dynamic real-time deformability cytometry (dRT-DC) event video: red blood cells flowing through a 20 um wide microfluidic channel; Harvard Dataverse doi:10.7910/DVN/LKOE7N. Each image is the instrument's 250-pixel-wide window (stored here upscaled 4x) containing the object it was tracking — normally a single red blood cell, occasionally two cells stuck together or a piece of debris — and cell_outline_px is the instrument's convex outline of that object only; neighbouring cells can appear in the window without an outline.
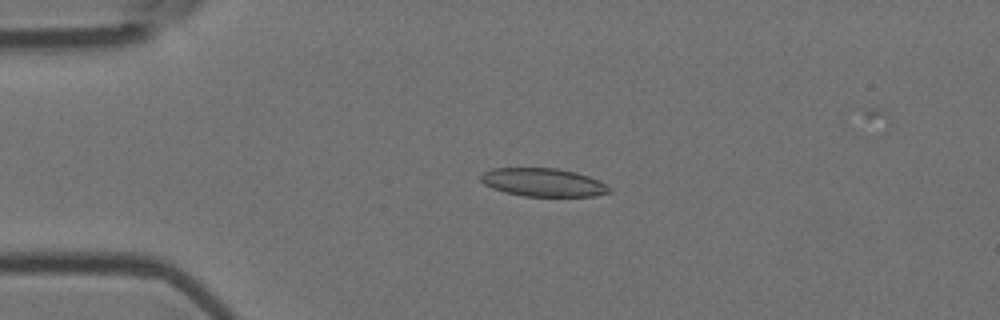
{"species": "Egyptian fruit bat (a non-hibernating species)", "species_latin": "Rousettus aegyptiacus", "temperature_condition": "room temperature", "stored_images_in_passage": 5, "camera_frame_rate_fps": 3000, "um_per_image_px": 0.085, "animal": {"sex": "female"}, "frame": {"image": 1, "passage_image": 3, "time_ms": 0.667, "image_size_px": [1000, 320], "cell_outline_px": [[612, 192], [596, 196], [524, 196], [504, 192], [492, 188], [484, 184], [480, 180], [480, 176], [484, 172], [492, 168], [560, 168], [576, 172], [600, 180], [612, 188]], "centroid_in_image_um": [46.21, 15.5], "position_along_channel_um": 38.8, "area_um2": 21.39}}